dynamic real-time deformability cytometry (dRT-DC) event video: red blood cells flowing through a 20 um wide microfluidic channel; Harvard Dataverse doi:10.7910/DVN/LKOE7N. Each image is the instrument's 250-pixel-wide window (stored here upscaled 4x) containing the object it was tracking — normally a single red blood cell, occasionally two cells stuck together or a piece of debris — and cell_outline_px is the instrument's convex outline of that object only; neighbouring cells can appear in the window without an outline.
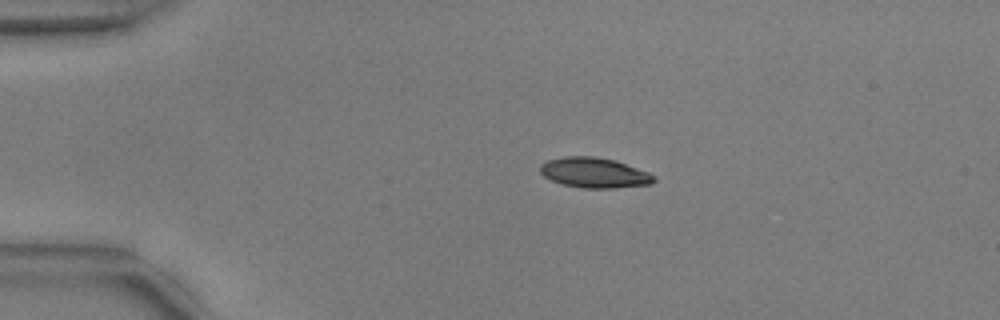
{"species": "common noctule bat (a hibernating species)", "species_latin": "Nyctalus noctula", "temperature_condition": "warm", "stored_images_in_passage": 20, "camera_frame_rate_fps": 3000, "um_per_image_px": 0.085, "animal": {"sex": "male", "body_mass_g": 17.9, "forearm_length_mm": 54.2}, "frame": {"image": 1, "passage_image": 1, "time_ms": 0.0, "image_size_px": [1000, 320], "cell_outline_px": [[656, 180], [652, 184], [616, 188], [584, 188], [564, 184], [552, 180], [544, 176], [540, 172], [540, 164], [548, 160], [564, 156], [592, 156], [616, 160], [648, 172], [656, 176]], "centroid_in_image_um": [50.54, 14.68], "position_along_channel_um": 34.5, "area_um2": 20.06}}
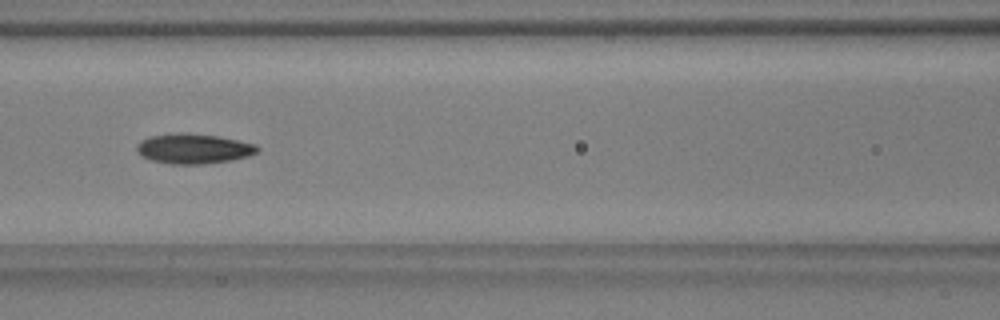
{"frame": {"image": 2, "passage_image": 14, "time_ms": 4.333, "image_size_px": [1000, 320], "cell_outline_px": [[260, 148], [256, 152], [248, 156], [232, 160], [204, 164], [172, 164], [152, 160], [140, 156], [136, 148], [136, 144], [140, 140], [148, 136], [180, 132], [216, 136], [256, 144]], "centroid_in_image_um": [16.41, 12.63], "position_along_channel_um": 150.2, "area_um2": 21.1}}
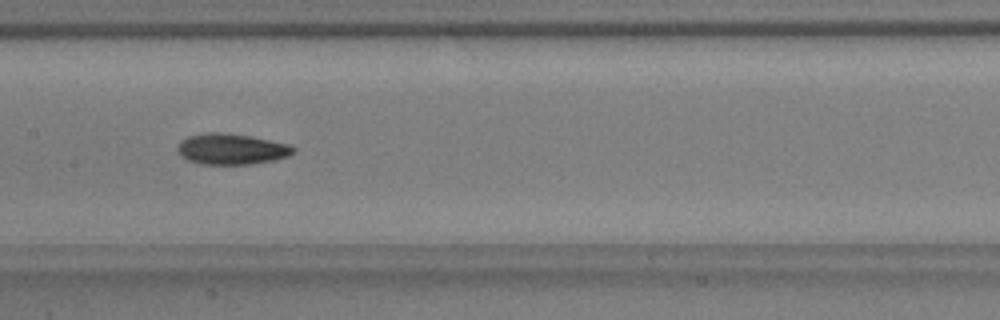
{"frame": {"image": 3, "passage_image": 17, "time_ms": 5.333, "image_size_px": [1000, 320], "cell_outline_px": [[296, 152], [288, 156], [276, 160], [248, 164], [200, 164], [188, 160], [180, 156], [176, 148], [180, 140], [188, 136], [208, 132], [228, 132], [252, 136], [288, 144], [296, 148]], "centroid_in_image_um": [19.67, 12.66], "position_along_channel_um": 187.7, "area_um2": 21.15}}